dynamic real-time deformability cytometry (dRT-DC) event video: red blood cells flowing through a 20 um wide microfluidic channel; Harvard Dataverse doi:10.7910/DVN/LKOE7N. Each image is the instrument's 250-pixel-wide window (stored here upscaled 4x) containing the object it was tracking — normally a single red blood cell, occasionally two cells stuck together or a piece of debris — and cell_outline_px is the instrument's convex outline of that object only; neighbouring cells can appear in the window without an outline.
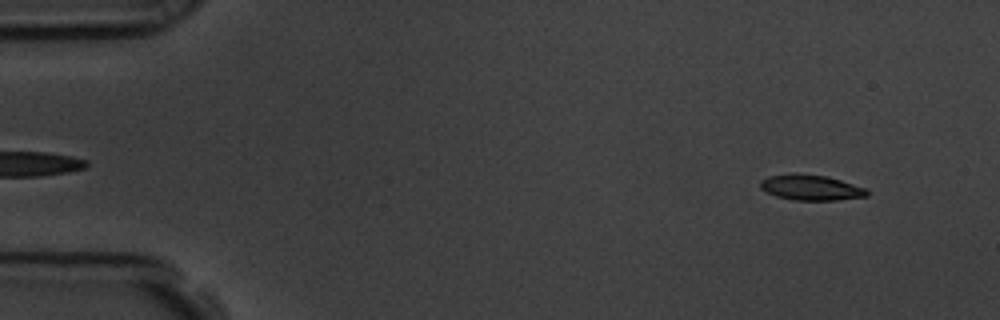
{"species": "common noctule bat (a hibernating species)", "species_latin": "Nyctalus noctula", "temperature_condition": "room temperature", "stored_images_in_passage": 57, "camera_frame_rate_fps": 3000, "um_per_image_px": 0.085, "animal": {"sex": "male", "body_mass_g": 19.5, "forearm_length_mm": 54.6}, "frame": {"image": 1, "passage_image": 5, "time_ms": 1.333, "image_size_px": [1000, 320], "cell_outline_px": [[868, 196], [836, 200], [792, 200], [776, 196], [760, 188], [760, 180], [768, 176], [796, 172], [828, 176], [864, 188], [868, 192]], "centroid_in_image_um": [68.88, 15.92], "position_along_channel_um": 16.1, "area_um2": 15.9}}
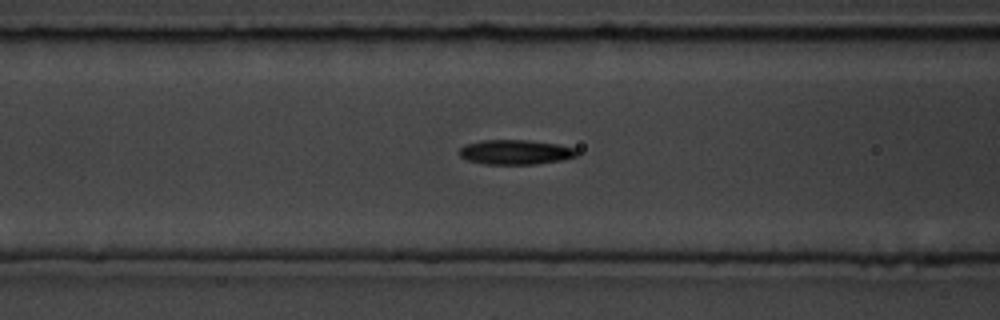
{"frame": {"image": 2, "passage_image": 23, "time_ms": 7.333, "image_size_px": [1000, 320], "cell_outline_px": [[580, 152], [576, 156], [564, 160], [536, 164], [484, 164], [468, 160], [460, 156], [460, 148], [464, 144], [480, 140], [528, 140], [556, 144], [576, 148]], "centroid_in_image_um": [43.83, 12.93], "position_along_channel_um": 122.8, "area_um2": 17.05}}
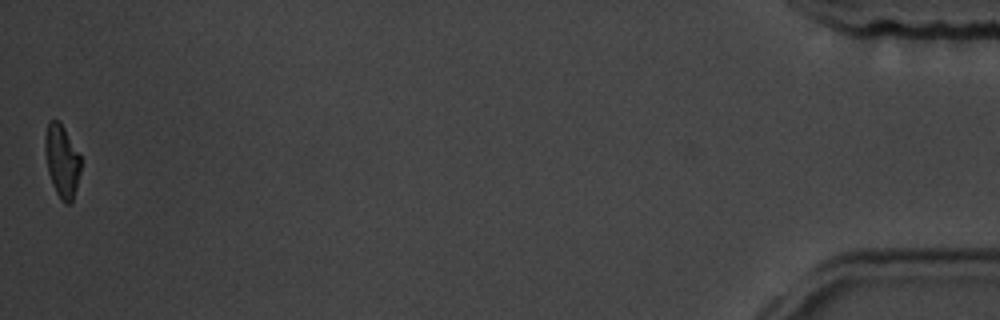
{"frame": {"image": 3, "passage_image": 57, "time_ms": 18.667, "image_size_px": [1000, 320], "cell_outline_px": [[80, 172], [76, 188], [72, 200], [68, 204], [64, 204], [56, 192], [52, 184], [48, 172], [44, 148], [44, 140], [48, 120], [60, 120], [80, 156]], "centroid_in_image_um": [5.24, 13.66], "position_along_channel_um": 430.0, "area_um2": 15.09}, "authors_computed_cell_mechanics": {"area_um2": 16.4152, "velocity_mm_per_s": 3.5654, "shape_relaxation_time_tau1_ms": 4.4769, "shape_relaxation_time_tau2_ms": 7.2837, "deformation_change_tau1": 0.1459, "deformation_change_tau2": 0.16}}